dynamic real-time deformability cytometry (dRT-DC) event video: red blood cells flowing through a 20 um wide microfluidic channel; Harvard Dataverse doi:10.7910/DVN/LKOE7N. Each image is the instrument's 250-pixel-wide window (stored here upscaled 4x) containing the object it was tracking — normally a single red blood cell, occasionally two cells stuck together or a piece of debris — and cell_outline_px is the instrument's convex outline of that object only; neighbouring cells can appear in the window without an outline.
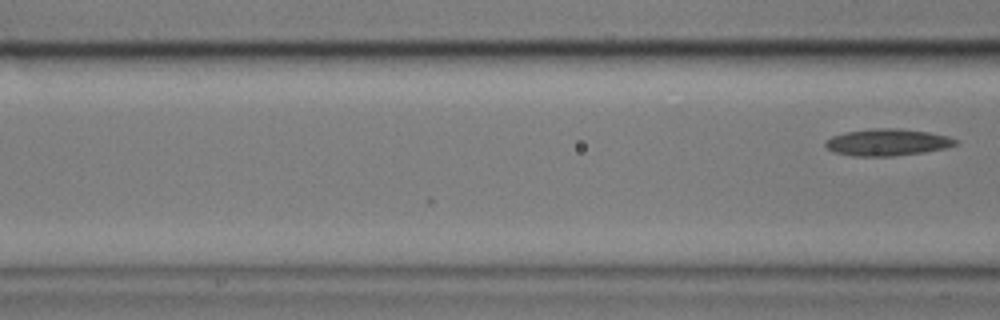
{"species": "common noctule bat (a hibernating species)", "species_latin": "Nyctalus noctula", "temperature_condition": "cold", "stored_images_in_passage": 4, "camera_frame_rate_fps": 3000, "um_per_image_px": 0.085, "animal": {"sex": "male", "body_mass_g": 17.9}, "frame": {"image": 1, "passage_image": 4, "time_ms": 1.0, "image_size_px": [1000, 320], "cell_outline_px": [[956, 144], [944, 148], [924, 152], [896, 156], [852, 156], [832, 152], [824, 144], [824, 140], [832, 136], [848, 132], [872, 128], [900, 128], [928, 132], [948, 136], [956, 140]], "centroid_in_image_um": [75.38, 12.1], "position_along_channel_um": 91.2, "area_um2": 20.35}}